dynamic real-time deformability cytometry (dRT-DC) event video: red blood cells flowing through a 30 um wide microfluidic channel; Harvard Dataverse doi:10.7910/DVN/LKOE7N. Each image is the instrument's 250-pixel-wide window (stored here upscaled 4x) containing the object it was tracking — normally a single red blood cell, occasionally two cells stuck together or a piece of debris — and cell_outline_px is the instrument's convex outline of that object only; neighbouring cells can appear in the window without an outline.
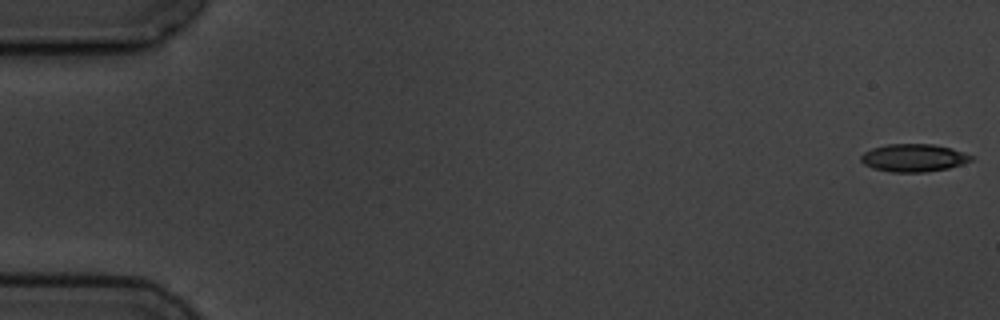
{"species": "common noctule bat (a hibernating species)", "species_latin": "Nyctalus noctula", "temperature_condition": "cold", "stored_images_in_passage": 6, "camera_frame_rate_fps": 3000, "um_per_image_px": 0.085, "animal": {"sex": "male", "body_mass_g": 19.5, "forearm_length_mm": 54.6}, "frame": {"image": 1, "passage_image": 1, "time_ms": 0.0, "image_size_px": [1000, 320], "cell_outline_px": [[976, 156], [972, 160], [948, 168], [924, 172], [892, 172], [872, 168], [864, 164], [860, 160], [860, 156], [864, 152], [872, 148], [888, 144], [932, 144], [952, 148]], "centroid_in_image_um": [77.66, 13.41], "position_along_channel_um": 7.3, "area_um2": 17.86}}
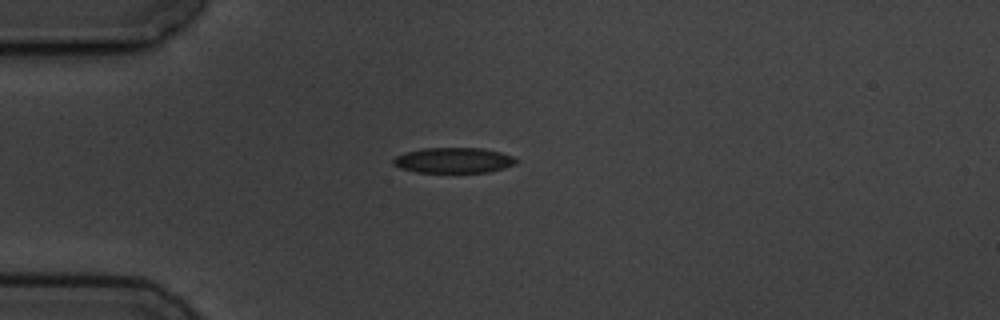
{"frame": {"image": 2, "passage_image": 5, "time_ms": 4.667, "image_size_px": [1000, 320], "cell_outline_px": [[520, 160], [516, 164], [504, 168], [488, 172], [416, 172], [400, 168], [392, 164], [392, 160], [396, 156], [408, 152], [424, 148], [484, 148], [500, 152], [512, 156]], "centroid_in_image_um": [38.59, 13.63], "position_along_channel_um": 46.4, "area_um2": 18.21}}